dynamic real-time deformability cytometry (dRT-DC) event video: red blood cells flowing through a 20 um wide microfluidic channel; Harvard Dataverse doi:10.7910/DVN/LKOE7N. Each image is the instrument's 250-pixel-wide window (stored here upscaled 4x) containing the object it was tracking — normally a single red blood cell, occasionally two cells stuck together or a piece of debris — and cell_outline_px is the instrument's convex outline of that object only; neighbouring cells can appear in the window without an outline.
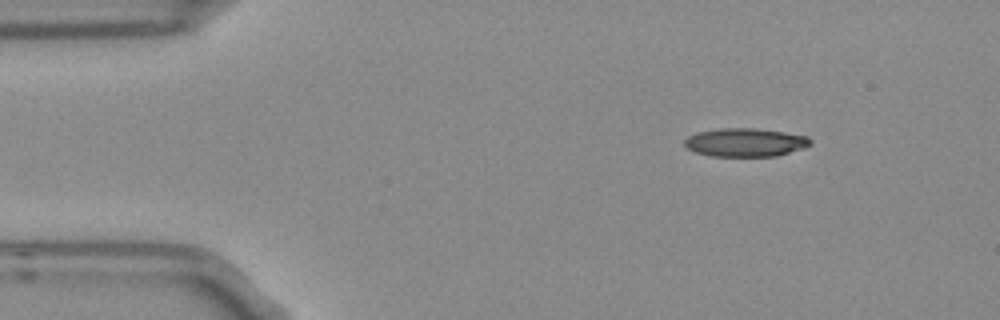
{"species": "Egyptian fruit bat (a non-hibernating species)", "species_latin": "Rousettus aegyptiacus", "temperature_condition": "room temperature", "stored_images_in_passage": 4, "camera_frame_rate_fps": 3000, "um_per_image_px": 0.085, "frame": {"image": 1, "passage_image": 1, "time_ms": 0.0, "image_size_px": [1000, 320], "cell_outline_px": [[812, 144], [804, 148], [776, 156], [712, 156], [696, 152], [688, 148], [684, 144], [684, 140], [688, 136], [696, 132], [720, 128], [756, 128], [784, 132], [808, 136], [812, 140]], "centroid_in_image_um": [63.37, 12.1], "position_along_channel_um": 21.6, "area_um2": 20.92}}
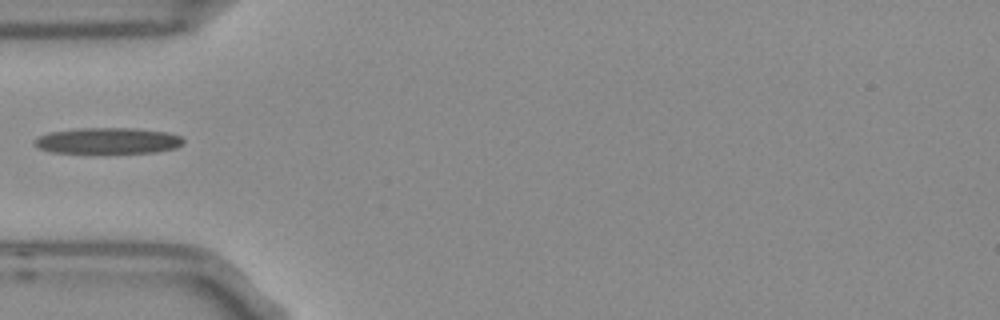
{"frame": {"image": 2, "passage_image": 3, "time_ms": 0.667, "image_size_px": [1000, 320], "cell_outline_px": [[184, 144], [176, 148], [156, 152], [52, 152], [40, 148], [32, 144], [32, 140], [48, 132], [80, 128], [136, 128], [168, 132], [180, 136], [184, 140]], "centroid_in_image_um": [9.19, 11.95], "position_along_channel_um": 75.8, "area_um2": 22.54}}
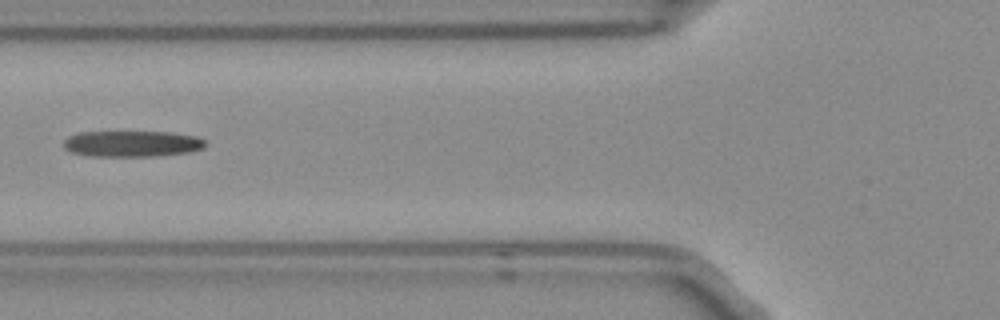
{"frame": {"image": 3, "passage_image": 4, "time_ms": 1.0, "image_size_px": [1000, 320], "cell_outline_px": [[204, 148], [188, 152], [152, 156], [88, 156], [72, 152], [64, 148], [64, 140], [68, 136], [80, 132], [172, 132], [196, 136], [204, 140]], "centroid_in_image_um": [11.2, 12.21], "position_along_channel_um": 114.6, "area_um2": 21.44}}